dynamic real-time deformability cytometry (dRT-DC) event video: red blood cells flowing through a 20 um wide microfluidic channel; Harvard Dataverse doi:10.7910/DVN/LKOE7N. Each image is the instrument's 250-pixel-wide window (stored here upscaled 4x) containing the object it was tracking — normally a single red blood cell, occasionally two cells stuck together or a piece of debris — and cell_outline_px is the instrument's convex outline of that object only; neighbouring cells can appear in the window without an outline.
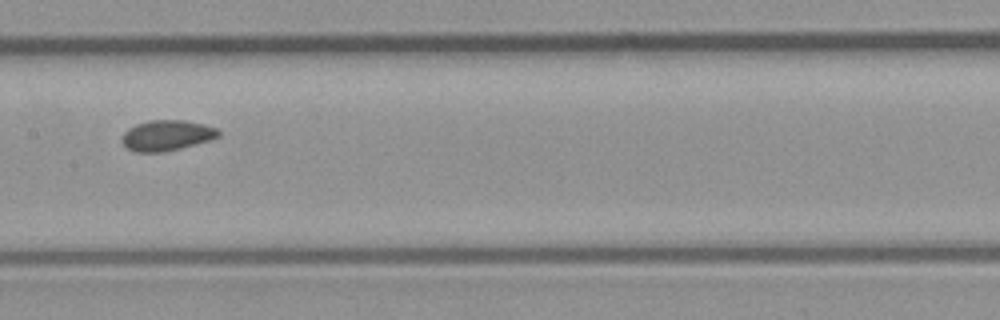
{"species": "common noctule bat (a hibernating species)", "species_latin": "Nyctalus noctula", "temperature_condition": "room temperature", "stored_images_in_passage": 4, "camera_frame_rate_fps": 3000, "um_per_image_px": 0.085, "animal": {"sex": "male", "body_mass_g": 23.1, "forearm_length_mm": 52.7}, "frame": {"image": 1, "passage_image": 4, "time_ms": 1.0, "image_size_px": [1000, 320], "cell_outline_px": [[220, 136], [212, 140], [164, 152], [136, 152], [128, 148], [120, 140], [124, 132], [128, 128], [136, 124], [148, 120], [184, 120], [204, 124], [216, 128], [220, 132]], "centroid_in_image_um": [14.18, 11.5], "position_along_channel_um": 193.2, "area_um2": 17.28}}